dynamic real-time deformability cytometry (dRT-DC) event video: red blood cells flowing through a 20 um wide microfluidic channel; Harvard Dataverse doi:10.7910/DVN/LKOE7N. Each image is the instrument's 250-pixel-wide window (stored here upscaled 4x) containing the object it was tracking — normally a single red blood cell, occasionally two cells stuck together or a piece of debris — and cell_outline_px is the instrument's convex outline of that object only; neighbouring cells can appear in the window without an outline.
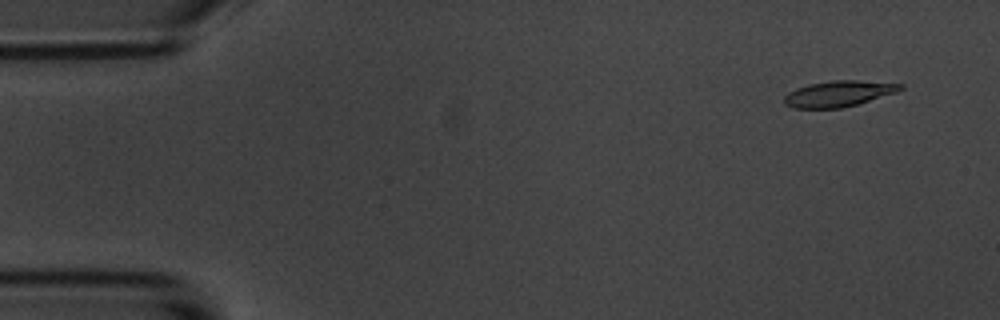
{"species": "common noctule bat (a hibernating species)", "species_latin": "Nyctalus noctula", "temperature_condition": "room temperature", "stored_images_in_passage": 56, "camera_frame_rate_fps": 3000, "um_per_image_px": 0.085, "animal": {"sex": "male", "body_mass_g": 20.1, "forearm_length_mm": 53.5}, "frame": {"image": 1, "passage_image": 4, "time_ms": 1.0, "image_size_px": [1000, 320], "cell_outline_px": [[904, 88], [896, 92], [856, 104], [840, 108], [792, 108], [784, 104], [784, 96], [788, 92], [796, 88], [808, 84], [832, 80], [856, 80], [904, 84]], "centroid_in_image_um": [71.24, 7.96], "position_along_channel_um": 13.8, "area_um2": 17.46}}
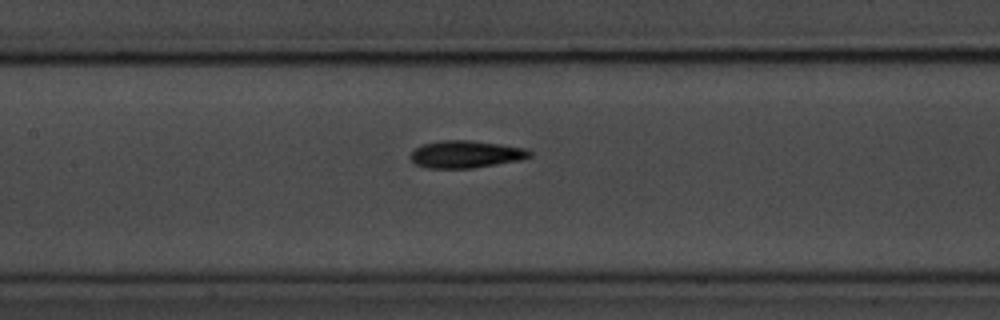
{"frame": {"image": 2, "passage_image": 26, "time_ms": 8.333, "image_size_px": [1000, 320], "cell_outline_px": [[532, 156], [520, 160], [472, 168], [424, 168], [416, 164], [408, 156], [416, 148], [424, 144], [440, 140], [472, 140], [528, 148], [532, 152]], "centroid_in_image_um": [39.61, 13.11], "position_along_channel_um": 167.8, "area_um2": 19.07}}
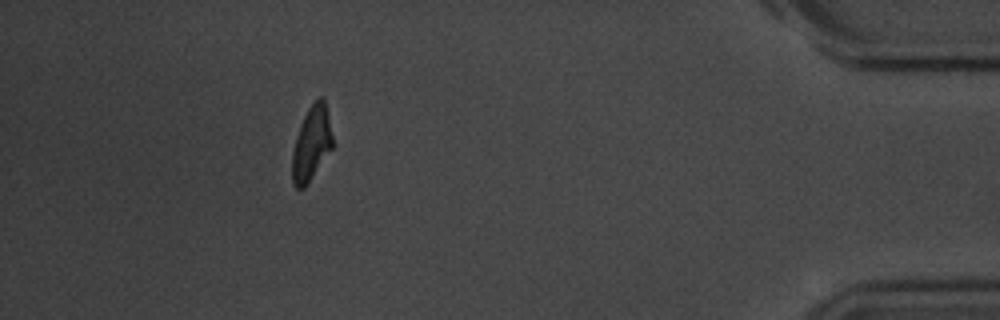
{"frame": {"image": 3, "passage_image": 51, "time_ms": 16.667, "image_size_px": [1000, 320], "cell_outline_px": [[332, 148], [304, 188], [296, 188], [292, 184], [292, 152], [296, 136], [300, 124], [308, 108], [316, 96], [324, 96], [332, 136]], "centroid_in_image_um": [26.46, 12.15], "position_along_channel_um": 408.7, "area_um2": 17.46}, "authors_computed_cell_mechanics": {"area_um2": 18.0336, "velocity_mm_per_s": 3.558, "shape_relaxation_time_tau1_ms": 2.3881, "shape_relaxation_time_tau2_ms": 3.3042, "deformation_change_tau1": 0.1725, "deformation_change_tau2": 0.1145}}